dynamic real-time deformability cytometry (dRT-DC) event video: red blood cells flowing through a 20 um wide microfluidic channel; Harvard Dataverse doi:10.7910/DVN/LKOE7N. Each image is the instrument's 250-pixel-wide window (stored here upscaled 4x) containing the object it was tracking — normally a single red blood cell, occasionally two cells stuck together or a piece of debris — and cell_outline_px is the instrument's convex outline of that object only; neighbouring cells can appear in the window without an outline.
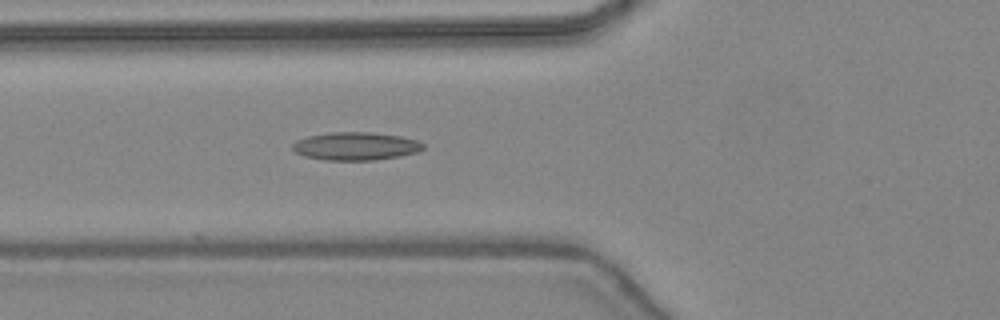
{"species": "common noctule bat (a hibernating species)", "species_latin": "Nyctalus noctula", "temperature_condition": "warm", "stored_images_in_passage": 33, "camera_frame_rate_fps": 3000, "um_per_image_px": 0.085, "animal": {"sex": "female", "body_mass_g": 24.6, "forearm_length_mm": 56.2}, "frame": {"image": 1, "passage_image": 5, "time_ms": 1.333, "image_size_px": [1000, 320], "cell_outline_px": [[424, 148], [416, 152], [400, 156], [376, 160], [324, 160], [304, 156], [296, 152], [292, 148], [292, 144], [296, 140], [308, 136], [332, 132], [368, 132], [400, 136], [416, 140], [424, 144]], "centroid_in_image_um": [30.22, 12.43], "position_along_channel_um": 95.6, "area_um2": 21.27}}
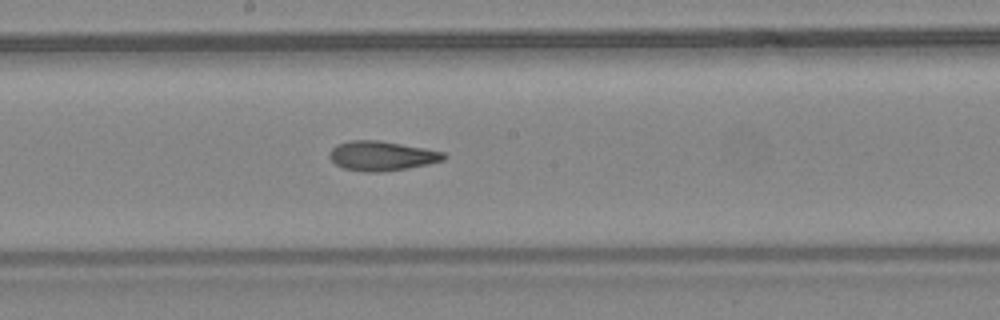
{"frame": {"image": 2, "passage_image": 13, "time_ms": 4.0, "image_size_px": [1000, 320], "cell_outline_px": [[448, 156], [444, 160], [428, 164], [408, 168], [380, 172], [364, 172], [344, 168], [336, 164], [328, 156], [332, 148], [336, 144], [348, 140], [380, 140], [424, 148], [444, 152]], "centroid_in_image_um": [32.45, 13.24], "position_along_channel_um": 215.8, "area_um2": 19.77}}
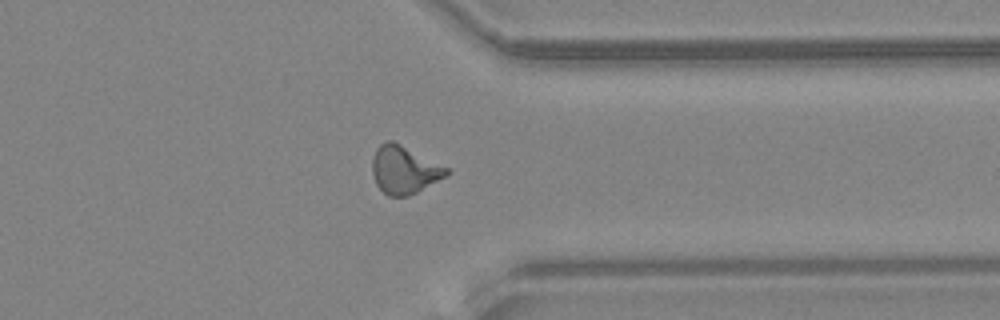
{"frame": {"image": 3, "passage_image": 24, "time_ms": 7.667, "image_size_px": [1000, 320], "cell_outline_px": [[452, 172], [416, 192], [408, 196], [388, 196], [376, 184], [372, 172], [372, 160], [376, 148], [384, 140], [392, 140], [448, 168]], "centroid_in_image_um": [34.32, 14.42], "position_along_channel_um": 377.1, "area_um2": 20.4}}